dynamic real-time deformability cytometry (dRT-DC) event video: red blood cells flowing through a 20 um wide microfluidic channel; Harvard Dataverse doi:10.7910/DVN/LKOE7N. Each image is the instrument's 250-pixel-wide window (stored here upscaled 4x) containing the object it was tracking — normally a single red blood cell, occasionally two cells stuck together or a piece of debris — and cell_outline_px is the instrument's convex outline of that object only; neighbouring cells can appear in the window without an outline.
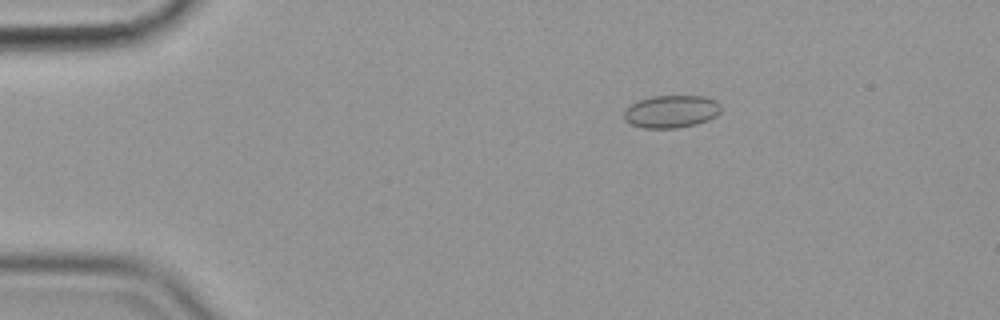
{"species": "common noctule bat (a hibernating species)", "species_latin": "Nyctalus noctula", "temperature_condition": "cold", "stored_images_in_passage": 56, "camera_frame_rate_fps": 3000, "um_per_image_px": 0.085, "animal": {"sex": "female", "body_mass_g": 19.9}, "frame": {"image": 1, "passage_image": 10, "time_ms": 3.0, "image_size_px": [1000, 320], "cell_outline_px": [[720, 112], [716, 116], [708, 120], [696, 124], [676, 128], [644, 128], [632, 124], [624, 120], [624, 112], [632, 104], [640, 100], [652, 96], [704, 96], [716, 100], [720, 104]], "centroid_in_image_um": [57.08, 9.48], "position_along_channel_um": 27.9, "area_um2": 18.32}}
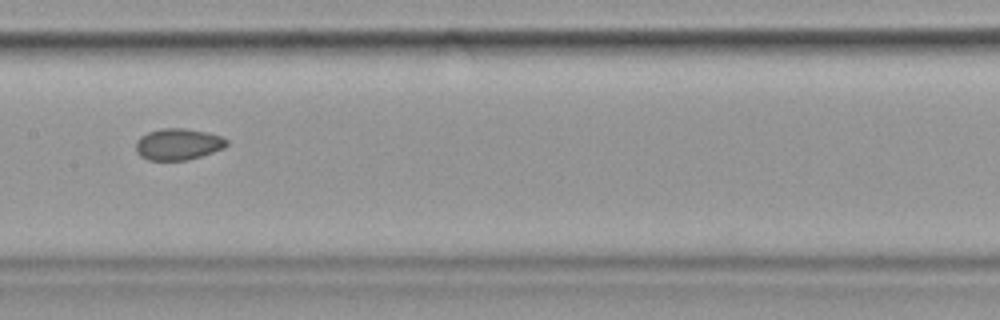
{"frame": {"image": 2, "passage_image": 29, "time_ms": 9.333, "image_size_px": [1000, 320], "cell_outline_px": [[228, 144], [224, 148], [188, 160], [148, 160], [140, 156], [136, 152], [136, 140], [140, 136], [148, 132], [160, 128], [184, 128], [208, 132], [220, 136], [228, 140]], "centroid_in_image_um": [15.12, 12.25], "position_along_channel_um": 192.3, "area_um2": 16.76}}
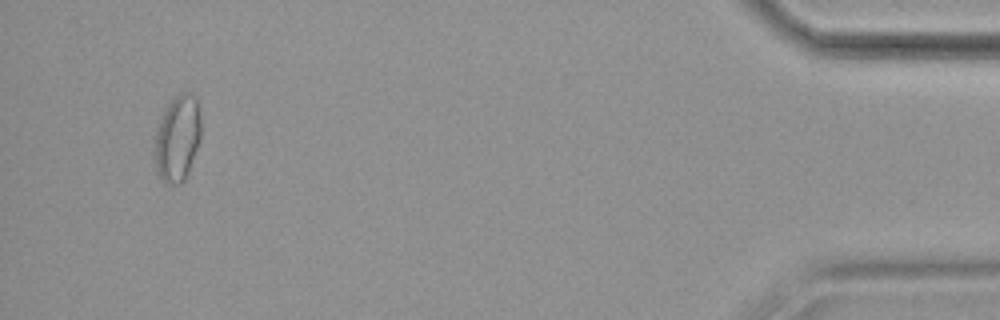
{"frame": {"image": 3, "passage_image": 54, "time_ms": 17.667, "image_size_px": [1000, 320], "cell_outline_px": [[200, 140], [188, 172], [184, 180], [180, 184], [168, 184], [156, 176], [152, 148], [156, 128], [168, 104], [176, 96], [184, 92], [188, 92], [196, 96], [200, 116]], "centroid_in_image_um": [15.04, 11.81], "position_along_channel_um": 420.2, "area_um2": 23.7}, "authors_computed_cell_mechanics": {"area_um2": 17.918, "velocity_mm_per_s": 3.5857, "shape_relaxation_time_tau1_ms": null, "shape_relaxation_time_tau2_ms": 3.6353, "deformation_change_tau1": null, "deformation_change_tau2": 0.056}}